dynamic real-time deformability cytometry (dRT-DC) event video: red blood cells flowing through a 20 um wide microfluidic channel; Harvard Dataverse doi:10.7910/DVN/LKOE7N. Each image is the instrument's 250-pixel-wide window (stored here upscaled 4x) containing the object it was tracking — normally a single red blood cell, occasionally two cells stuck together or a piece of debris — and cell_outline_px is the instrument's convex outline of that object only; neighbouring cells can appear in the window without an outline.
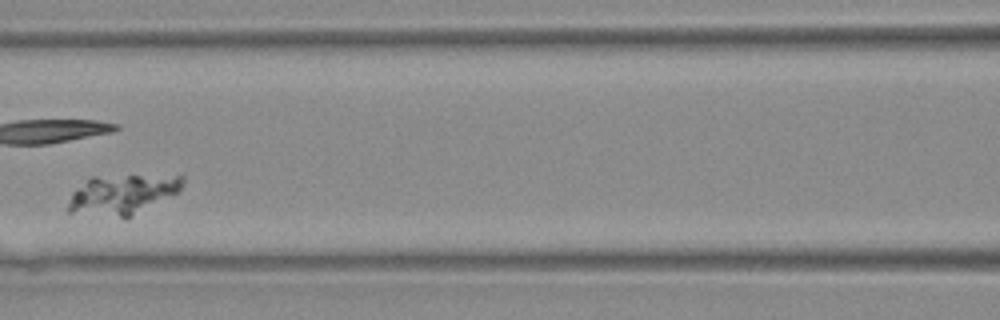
{"species": "Egyptian fruit bat (a non-hibernating species)", "species_latin": "Rousettus aegyptiacus", "temperature_condition": "warm", "stored_images_in_passage": 30, "camera_frame_rate_fps": 3000, "um_per_image_px": 0.085, "animal": {"sex": "female"}, "frame": {"image": 1, "passage_image": 9, "time_ms": 2.667, "image_size_px": [1000, 320], "cell_outline_px": [[184, 180], [180, 192], [128, 220], [124, 220], [68, 212], [68, 204], [72, 192], [88, 176], [184, 176]], "centroid_in_image_um": [10.39, 16.58], "position_along_channel_um": 156.2, "area_um2": 27.46}}